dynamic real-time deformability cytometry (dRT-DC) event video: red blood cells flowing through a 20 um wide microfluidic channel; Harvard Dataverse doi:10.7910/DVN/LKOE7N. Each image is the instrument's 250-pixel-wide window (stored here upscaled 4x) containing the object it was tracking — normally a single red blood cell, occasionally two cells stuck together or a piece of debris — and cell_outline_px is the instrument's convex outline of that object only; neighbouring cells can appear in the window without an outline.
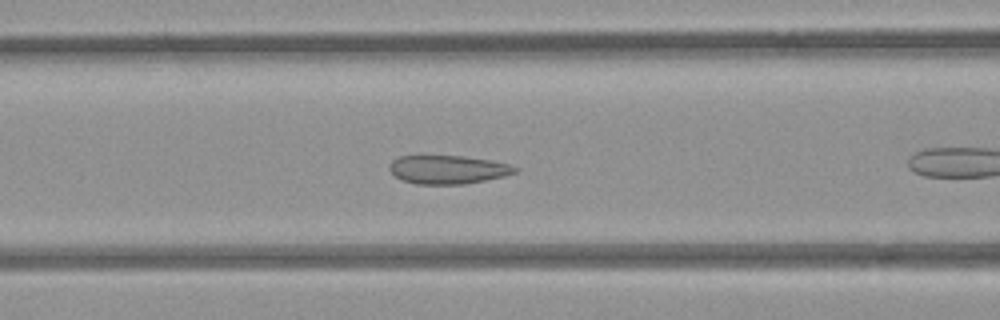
{"species": "common noctule bat (a hibernating species)", "species_latin": "Nyctalus noctula", "temperature_condition": "room temperature", "stored_images_in_passage": 35, "camera_frame_rate_fps": 3000, "um_per_image_px": 0.085, "animal": {"sex": "female", "body_mass_g": 21.9}, "frame": {"image": 1, "passage_image": 3, "time_ms": 0.667, "image_size_px": [1000, 320], "cell_outline_px": [[520, 168], [516, 172], [504, 176], [464, 184], [416, 184], [400, 180], [388, 168], [388, 164], [392, 160], [400, 156], [464, 156], [492, 160], [508, 164]], "centroid_in_image_um": [38.06, 14.41], "position_along_channel_um": 128.5, "area_um2": 20.92}}
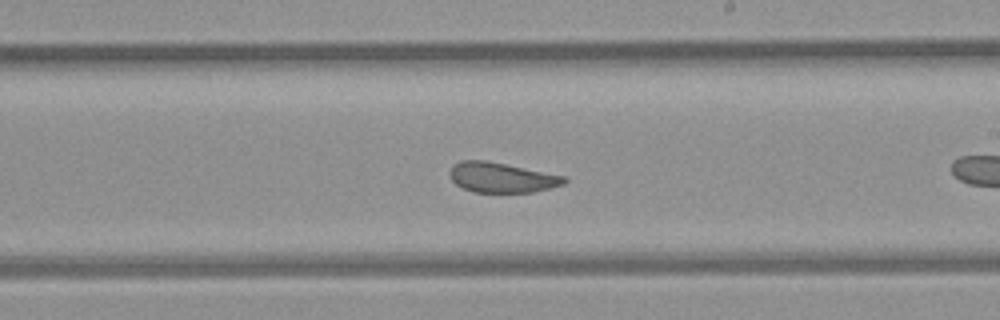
{"frame": {"image": 2, "passage_image": 12, "time_ms": 3.667, "image_size_px": [1000, 320], "cell_outline_px": [[568, 180], [564, 184], [552, 188], [532, 192], [472, 192], [456, 184], [452, 180], [448, 172], [452, 164], [460, 160], [484, 160], [568, 176]], "centroid_in_image_um": [42.65, 15.08], "position_along_channel_um": 246.3, "area_um2": 20.23}}
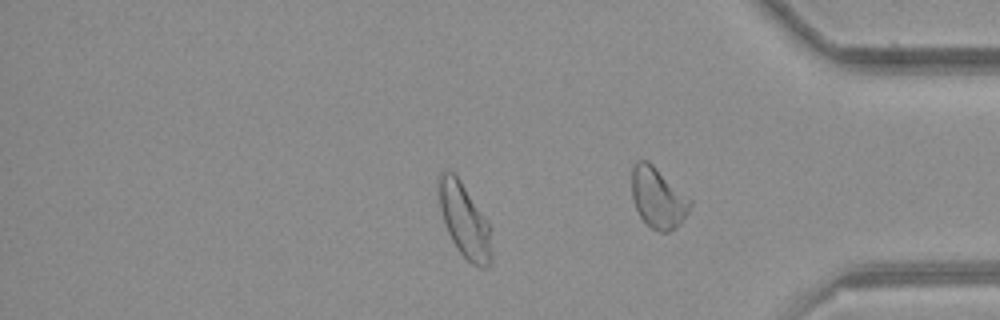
{"frame": {"image": 3, "passage_image": 26, "time_ms": 8.333, "image_size_px": [1000, 320], "cell_outline_px": [[492, 260], [484, 268], [480, 268], [472, 264], [456, 248], [444, 224], [440, 208], [440, 172], [444, 168], [448, 168], [460, 180], [488, 224], [492, 252]], "centroid_in_image_um": [39.47, 18.77], "position_along_channel_um": 395.7, "area_um2": 22.08}, "authors_computed_cell_mechanics": {"area_um2": 21.097, "velocity_mm_per_s": 3.9327, "shape_relaxation_time_tau1_ms": 6.2264, "shape_relaxation_time_tau2_ms": null, "deformation_change_tau1": 0.0987, "deformation_change_tau2": null}}